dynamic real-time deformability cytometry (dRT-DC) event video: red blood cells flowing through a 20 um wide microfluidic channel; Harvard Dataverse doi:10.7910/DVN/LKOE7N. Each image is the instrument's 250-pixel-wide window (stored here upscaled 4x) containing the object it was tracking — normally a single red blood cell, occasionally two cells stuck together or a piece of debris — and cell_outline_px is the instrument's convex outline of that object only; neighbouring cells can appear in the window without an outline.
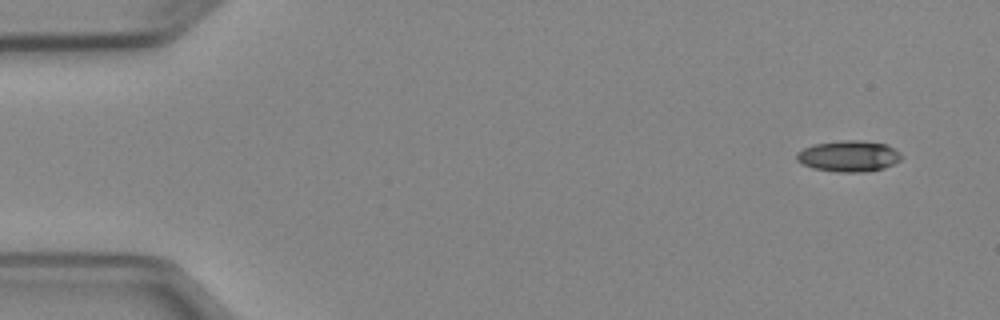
{"species": "Egyptian fruit bat (a non-hibernating species)", "species_latin": "Rousettus aegyptiacus", "temperature_condition": "cold", "stored_images_in_passage": 7, "camera_frame_rate_fps": 3000, "um_per_image_px": 0.085, "animal": {"sex": "female"}, "frame": {"image": 1, "passage_image": 1, "time_ms": 0.0, "image_size_px": [1000, 320], "cell_outline_px": [[900, 160], [884, 168], [864, 172], [840, 172], [812, 168], [796, 160], [796, 152], [804, 148], [816, 144], [840, 140], [860, 140], [884, 144], [900, 152]], "centroid_in_image_um": [72.11, 13.27], "position_along_channel_um": 12.9, "area_um2": 18.79}}
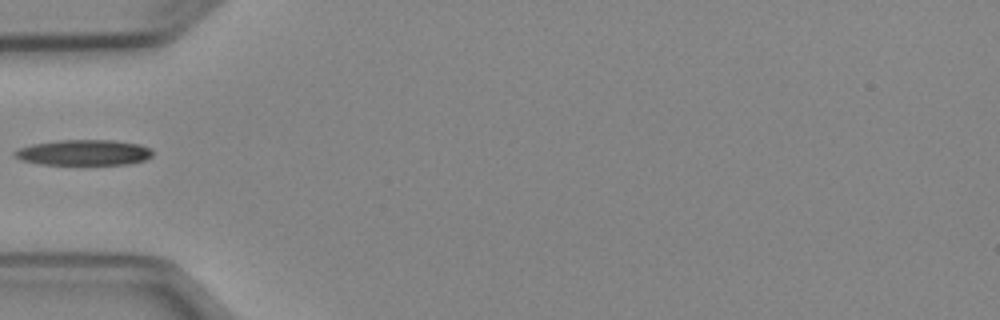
{"frame": {"image": 2, "passage_image": 5, "time_ms": 4.667, "image_size_px": [1000, 320], "cell_outline_px": [[152, 156], [144, 160], [128, 164], [40, 164], [20, 160], [12, 156], [12, 152], [20, 148], [32, 144], [60, 140], [116, 140], [140, 144], [148, 148], [152, 152]], "centroid_in_image_um": [7.09, 12.96], "position_along_channel_um": 77.9, "area_um2": 20.58}}
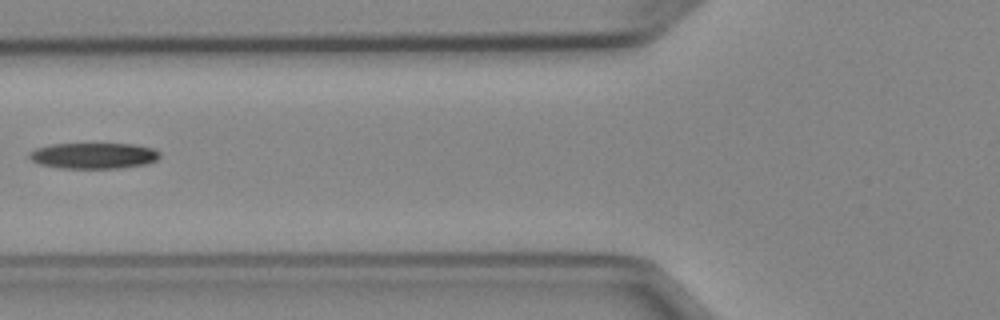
{"frame": {"image": 3, "passage_image": 6, "time_ms": 5.667, "image_size_px": [1000, 320], "cell_outline_px": [[160, 156], [156, 160], [148, 164], [116, 168], [60, 168], [40, 164], [32, 160], [28, 156], [28, 152], [36, 148], [52, 144], [132, 144], [152, 148], [160, 152]], "centroid_in_image_um": [7.95, 13.23], "position_along_channel_um": 117.8, "area_um2": 19.65}}